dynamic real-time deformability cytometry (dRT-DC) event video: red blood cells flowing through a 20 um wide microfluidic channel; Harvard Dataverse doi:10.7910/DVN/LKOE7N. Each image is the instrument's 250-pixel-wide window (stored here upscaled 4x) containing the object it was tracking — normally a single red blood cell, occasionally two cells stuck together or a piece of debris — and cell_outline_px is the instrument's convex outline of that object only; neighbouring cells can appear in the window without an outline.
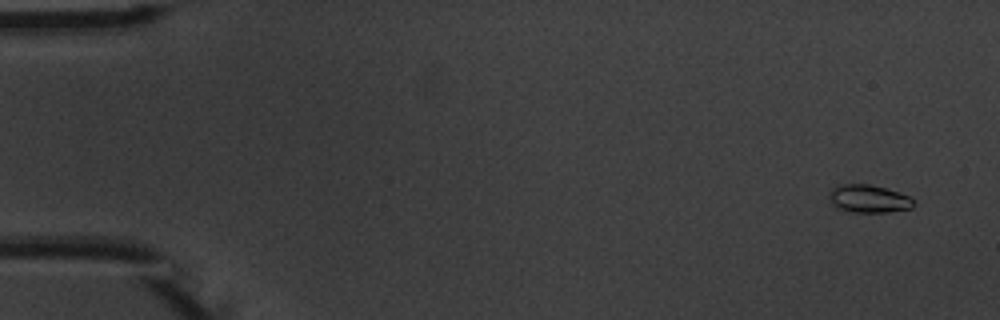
{"species": "common noctule bat (a hibernating species)", "species_latin": "Nyctalus noctula", "temperature_condition": "warm", "stored_images_in_passage": 4, "camera_frame_rate_fps": 3000, "um_per_image_px": 0.085, "animal": {"sex": "male", "body_mass_g": 20.1, "forearm_length_mm": 53.5}, "frame": {"image": 1, "passage_image": 1, "time_ms": 0.0, "image_size_px": [1000, 320], "cell_outline_px": [[916, 204], [912, 208], [888, 212], [852, 212], [836, 208], [832, 204], [828, 192], [836, 184], [868, 184], [884, 188], [908, 196]], "centroid_in_image_um": [73.79, 16.9], "position_along_channel_um": 11.2, "area_um2": 13.7}}